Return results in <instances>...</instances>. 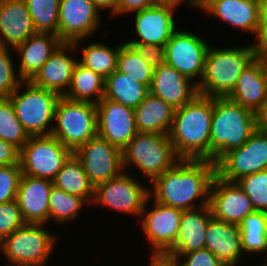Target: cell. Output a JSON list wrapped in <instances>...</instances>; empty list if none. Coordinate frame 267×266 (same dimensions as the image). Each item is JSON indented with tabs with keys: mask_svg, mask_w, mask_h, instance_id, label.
<instances>
[{
	"mask_svg": "<svg viewBox=\"0 0 267 266\" xmlns=\"http://www.w3.org/2000/svg\"><path fill=\"white\" fill-rule=\"evenodd\" d=\"M215 175L211 160L181 159L151 183L149 195L158 203L181 210L209 206Z\"/></svg>",
	"mask_w": 267,
	"mask_h": 266,
	"instance_id": "cell-1",
	"label": "cell"
},
{
	"mask_svg": "<svg viewBox=\"0 0 267 266\" xmlns=\"http://www.w3.org/2000/svg\"><path fill=\"white\" fill-rule=\"evenodd\" d=\"M214 97L198 94L191 102L175 109L169 133L180 159L210 160V132Z\"/></svg>",
	"mask_w": 267,
	"mask_h": 266,
	"instance_id": "cell-2",
	"label": "cell"
},
{
	"mask_svg": "<svg viewBox=\"0 0 267 266\" xmlns=\"http://www.w3.org/2000/svg\"><path fill=\"white\" fill-rule=\"evenodd\" d=\"M256 130L255 113L227 97H214L210 160L216 163L225 153L244 144Z\"/></svg>",
	"mask_w": 267,
	"mask_h": 266,
	"instance_id": "cell-3",
	"label": "cell"
},
{
	"mask_svg": "<svg viewBox=\"0 0 267 266\" xmlns=\"http://www.w3.org/2000/svg\"><path fill=\"white\" fill-rule=\"evenodd\" d=\"M256 58L254 44L243 47H208L204 73L197 85L198 94L227 97L235 88L242 71Z\"/></svg>",
	"mask_w": 267,
	"mask_h": 266,
	"instance_id": "cell-4",
	"label": "cell"
},
{
	"mask_svg": "<svg viewBox=\"0 0 267 266\" xmlns=\"http://www.w3.org/2000/svg\"><path fill=\"white\" fill-rule=\"evenodd\" d=\"M180 160L165 134L138 132L122 150L123 171L133 165L150 184Z\"/></svg>",
	"mask_w": 267,
	"mask_h": 266,
	"instance_id": "cell-5",
	"label": "cell"
},
{
	"mask_svg": "<svg viewBox=\"0 0 267 266\" xmlns=\"http://www.w3.org/2000/svg\"><path fill=\"white\" fill-rule=\"evenodd\" d=\"M23 89L25 91H21ZM59 98L57 93L35 86L31 81H22L9 97L17 119L29 136L52 134Z\"/></svg>",
	"mask_w": 267,
	"mask_h": 266,
	"instance_id": "cell-6",
	"label": "cell"
},
{
	"mask_svg": "<svg viewBox=\"0 0 267 266\" xmlns=\"http://www.w3.org/2000/svg\"><path fill=\"white\" fill-rule=\"evenodd\" d=\"M58 240L44 224H25L0 242V252L5 266H47Z\"/></svg>",
	"mask_w": 267,
	"mask_h": 266,
	"instance_id": "cell-7",
	"label": "cell"
},
{
	"mask_svg": "<svg viewBox=\"0 0 267 266\" xmlns=\"http://www.w3.org/2000/svg\"><path fill=\"white\" fill-rule=\"evenodd\" d=\"M51 135L74 153L81 145L98 136L96 104L60 96Z\"/></svg>",
	"mask_w": 267,
	"mask_h": 266,
	"instance_id": "cell-8",
	"label": "cell"
},
{
	"mask_svg": "<svg viewBox=\"0 0 267 266\" xmlns=\"http://www.w3.org/2000/svg\"><path fill=\"white\" fill-rule=\"evenodd\" d=\"M122 172L118 177L94 187L92 204L102 205L110 210L141 217L149 195V186L136 180L131 172Z\"/></svg>",
	"mask_w": 267,
	"mask_h": 266,
	"instance_id": "cell-9",
	"label": "cell"
},
{
	"mask_svg": "<svg viewBox=\"0 0 267 266\" xmlns=\"http://www.w3.org/2000/svg\"><path fill=\"white\" fill-rule=\"evenodd\" d=\"M72 154L52 135L30 136L20 150L22 173L52 181Z\"/></svg>",
	"mask_w": 267,
	"mask_h": 266,
	"instance_id": "cell-10",
	"label": "cell"
},
{
	"mask_svg": "<svg viewBox=\"0 0 267 266\" xmlns=\"http://www.w3.org/2000/svg\"><path fill=\"white\" fill-rule=\"evenodd\" d=\"M215 166L216 175L230 182L267 169V133L257 129L239 148L225 153Z\"/></svg>",
	"mask_w": 267,
	"mask_h": 266,
	"instance_id": "cell-11",
	"label": "cell"
},
{
	"mask_svg": "<svg viewBox=\"0 0 267 266\" xmlns=\"http://www.w3.org/2000/svg\"><path fill=\"white\" fill-rule=\"evenodd\" d=\"M207 40L192 31L176 29L165 44L166 63L198 85L204 73Z\"/></svg>",
	"mask_w": 267,
	"mask_h": 266,
	"instance_id": "cell-12",
	"label": "cell"
},
{
	"mask_svg": "<svg viewBox=\"0 0 267 266\" xmlns=\"http://www.w3.org/2000/svg\"><path fill=\"white\" fill-rule=\"evenodd\" d=\"M149 196L141 213V227L148 244H151V254H166L176 243L181 224V209L163 205ZM149 209V210H148Z\"/></svg>",
	"mask_w": 267,
	"mask_h": 266,
	"instance_id": "cell-13",
	"label": "cell"
},
{
	"mask_svg": "<svg viewBox=\"0 0 267 266\" xmlns=\"http://www.w3.org/2000/svg\"><path fill=\"white\" fill-rule=\"evenodd\" d=\"M73 154L82 162L94 187L123 172L122 151L99 136L81 145Z\"/></svg>",
	"mask_w": 267,
	"mask_h": 266,
	"instance_id": "cell-14",
	"label": "cell"
},
{
	"mask_svg": "<svg viewBox=\"0 0 267 266\" xmlns=\"http://www.w3.org/2000/svg\"><path fill=\"white\" fill-rule=\"evenodd\" d=\"M101 13L91 0H60L58 37L73 43L96 34L101 24Z\"/></svg>",
	"mask_w": 267,
	"mask_h": 266,
	"instance_id": "cell-15",
	"label": "cell"
},
{
	"mask_svg": "<svg viewBox=\"0 0 267 266\" xmlns=\"http://www.w3.org/2000/svg\"><path fill=\"white\" fill-rule=\"evenodd\" d=\"M198 9L241 32L257 37L260 29L261 0H201Z\"/></svg>",
	"mask_w": 267,
	"mask_h": 266,
	"instance_id": "cell-16",
	"label": "cell"
},
{
	"mask_svg": "<svg viewBox=\"0 0 267 266\" xmlns=\"http://www.w3.org/2000/svg\"><path fill=\"white\" fill-rule=\"evenodd\" d=\"M96 110L98 136L122 151L138 133L134 109L103 98L96 104Z\"/></svg>",
	"mask_w": 267,
	"mask_h": 266,
	"instance_id": "cell-17",
	"label": "cell"
},
{
	"mask_svg": "<svg viewBox=\"0 0 267 266\" xmlns=\"http://www.w3.org/2000/svg\"><path fill=\"white\" fill-rule=\"evenodd\" d=\"M209 207L215 219L239 225L253 213L251 201L236 182H230L215 175L209 197Z\"/></svg>",
	"mask_w": 267,
	"mask_h": 266,
	"instance_id": "cell-18",
	"label": "cell"
},
{
	"mask_svg": "<svg viewBox=\"0 0 267 266\" xmlns=\"http://www.w3.org/2000/svg\"><path fill=\"white\" fill-rule=\"evenodd\" d=\"M176 10L177 8L170 5L155 4L135 13L133 20L138 37L124 42L165 46L178 28L174 18Z\"/></svg>",
	"mask_w": 267,
	"mask_h": 266,
	"instance_id": "cell-19",
	"label": "cell"
},
{
	"mask_svg": "<svg viewBox=\"0 0 267 266\" xmlns=\"http://www.w3.org/2000/svg\"><path fill=\"white\" fill-rule=\"evenodd\" d=\"M75 52L73 43L62 42L31 82L35 86L64 96L69 89L73 69L77 63L78 58L73 55Z\"/></svg>",
	"mask_w": 267,
	"mask_h": 266,
	"instance_id": "cell-20",
	"label": "cell"
},
{
	"mask_svg": "<svg viewBox=\"0 0 267 266\" xmlns=\"http://www.w3.org/2000/svg\"><path fill=\"white\" fill-rule=\"evenodd\" d=\"M53 182L22 174L17 203L26 224L49 223V196Z\"/></svg>",
	"mask_w": 267,
	"mask_h": 266,
	"instance_id": "cell-21",
	"label": "cell"
},
{
	"mask_svg": "<svg viewBox=\"0 0 267 266\" xmlns=\"http://www.w3.org/2000/svg\"><path fill=\"white\" fill-rule=\"evenodd\" d=\"M149 92L174 109L181 108L198 95L197 84L167 63L154 68Z\"/></svg>",
	"mask_w": 267,
	"mask_h": 266,
	"instance_id": "cell-22",
	"label": "cell"
},
{
	"mask_svg": "<svg viewBox=\"0 0 267 266\" xmlns=\"http://www.w3.org/2000/svg\"><path fill=\"white\" fill-rule=\"evenodd\" d=\"M35 33L25 0H0V47L15 49Z\"/></svg>",
	"mask_w": 267,
	"mask_h": 266,
	"instance_id": "cell-23",
	"label": "cell"
},
{
	"mask_svg": "<svg viewBox=\"0 0 267 266\" xmlns=\"http://www.w3.org/2000/svg\"><path fill=\"white\" fill-rule=\"evenodd\" d=\"M212 217L209 206L183 210L176 243L166 255L177 259L181 255L204 249L206 229Z\"/></svg>",
	"mask_w": 267,
	"mask_h": 266,
	"instance_id": "cell-24",
	"label": "cell"
},
{
	"mask_svg": "<svg viewBox=\"0 0 267 266\" xmlns=\"http://www.w3.org/2000/svg\"><path fill=\"white\" fill-rule=\"evenodd\" d=\"M62 41L58 35L35 33L14 51L19 57L17 73L22 81H31Z\"/></svg>",
	"mask_w": 267,
	"mask_h": 266,
	"instance_id": "cell-25",
	"label": "cell"
},
{
	"mask_svg": "<svg viewBox=\"0 0 267 266\" xmlns=\"http://www.w3.org/2000/svg\"><path fill=\"white\" fill-rule=\"evenodd\" d=\"M205 248L224 266H237L244 257L239 226L212 217L206 229Z\"/></svg>",
	"mask_w": 267,
	"mask_h": 266,
	"instance_id": "cell-26",
	"label": "cell"
},
{
	"mask_svg": "<svg viewBox=\"0 0 267 266\" xmlns=\"http://www.w3.org/2000/svg\"><path fill=\"white\" fill-rule=\"evenodd\" d=\"M227 98L255 114L261 109L267 99V77L257 57L242 71Z\"/></svg>",
	"mask_w": 267,
	"mask_h": 266,
	"instance_id": "cell-27",
	"label": "cell"
},
{
	"mask_svg": "<svg viewBox=\"0 0 267 266\" xmlns=\"http://www.w3.org/2000/svg\"><path fill=\"white\" fill-rule=\"evenodd\" d=\"M175 109L150 92L134 109L137 132L169 135Z\"/></svg>",
	"mask_w": 267,
	"mask_h": 266,
	"instance_id": "cell-28",
	"label": "cell"
},
{
	"mask_svg": "<svg viewBox=\"0 0 267 266\" xmlns=\"http://www.w3.org/2000/svg\"><path fill=\"white\" fill-rule=\"evenodd\" d=\"M85 40L86 39H81L73 42L76 51L81 49L80 53L82 56L81 58L79 57L77 62L106 79L117 68L120 43L115 47H110L104 42H92L88 44V46H82V42H85Z\"/></svg>",
	"mask_w": 267,
	"mask_h": 266,
	"instance_id": "cell-29",
	"label": "cell"
},
{
	"mask_svg": "<svg viewBox=\"0 0 267 266\" xmlns=\"http://www.w3.org/2000/svg\"><path fill=\"white\" fill-rule=\"evenodd\" d=\"M52 182L66 193L83 198L88 204L93 200L94 186L90 183L82 162L74 154L63 164Z\"/></svg>",
	"mask_w": 267,
	"mask_h": 266,
	"instance_id": "cell-30",
	"label": "cell"
},
{
	"mask_svg": "<svg viewBox=\"0 0 267 266\" xmlns=\"http://www.w3.org/2000/svg\"><path fill=\"white\" fill-rule=\"evenodd\" d=\"M149 88L115 70L105 79L104 98L135 109L148 95Z\"/></svg>",
	"mask_w": 267,
	"mask_h": 266,
	"instance_id": "cell-31",
	"label": "cell"
},
{
	"mask_svg": "<svg viewBox=\"0 0 267 266\" xmlns=\"http://www.w3.org/2000/svg\"><path fill=\"white\" fill-rule=\"evenodd\" d=\"M105 79L98 73L76 63L69 89L64 97L74 101L99 103L104 98Z\"/></svg>",
	"mask_w": 267,
	"mask_h": 266,
	"instance_id": "cell-32",
	"label": "cell"
},
{
	"mask_svg": "<svg viewBox=\"0 0 267 266\" xmlns=\"http://www.w3.org/2000/svg\"><path fill=\"white\" fill-rule=\"evenodd\" d=\"M241 235V247L245 255L256 256L265 253L267 259V212L254 211L238 225ZM247 253V254H246Z\"/></svg>",
	"mask_w": 267,
	"mask_h": 266,
	"instance_id": "cell-33",
	"label": "cell"
},
{
	"mask_svg": "<svg viewBox=\"0 0 267 266\" xmlns=\"http://www.w3.org/2000/svg\"><path fill=\"white\" fill-rule=\"evenodd\" d=\"M85 204L88 203L83 198L68 194L53 185L49 196V221L58 224L73 222Z\"/></svg>",
	"mask_w": 267,
	"mask_h": 266,
	"instance_id": "cell-34",
	"label": "cell"
},
{
	"mask_svg": "<svg viewBox=\"0 0 267 266\" xmlns=\"http://www.w3.org/2000/svg\"><path fill=\"white\" fill-rule=\"evenodd\" d=\"M116 70L150 88L154 67L148 64L131 45L124 41L120 42Z\"/></svg>",
	"mask_w": 267,
	"mask_h": 266,
	"instance_id": "cell-35",
	"label": "cell"
},
{
	"mask_svg": "<svg viewBox=\"0 0 267 266\" xmlns=\"http://www.w3.org/2000/svg\"><path fill=\"white\" fill-rule=\"evenodd\" d=\"M37 33L58 35L60 0H25Z\"/></svg>",
	"mask_w": 267,
	"mask_h": 266,
	"instance_id": "cell-36",
	"label": "cell"
},
{
	"mask_svg": "<svg viewBox=\"0 0 267 266\" xmlns=\"http://www.w3.org/2000/svg\"><path fill=\"white\" fill-rule=\"evenodd\" d=\"M29 138V134L16 117L11 100L0 98V139L21 150Z\"/></svg>",
	"mask_w": 267,
	"mask_h": 266,
	"instance_id": "cell-37",
	"label": "cell"
},
{
	"mask_svg": "<svg viewBox=\"0 0 267 266\" xmlns=\"http://www.w3.org/2000/svg\"><path fill=\"white\" fill-rule=\"evenodd\" d=\"M251 201L255 211L267 212V169L235 181Z\"/></svg>",
	"mask_w": 267,
	"mask_h": 266,
	"instance_id": "cell-38",
	"label": "cell"
},
{
	"mask_svg": "<svg viewBox=\"0 0 267 266\" xmlns=\"http://www.w3.org/2000/svg\"><path fill=\"white\" fill-rule=\"evenodd\" d=\"M11 52L14 55V49L0 47V98H9L22 82Z\"/></svg>",
	"mask_w": 267,
	"mask_h": 266,
	"instance_id": "cell-39",
	"label": "cell"
},
{
	"mask_svg": "<svg viewBox=\"0 0 267 266\" xmlns=\"http://www.w3.org/2000/svg\"><path fill=\"white\" fill-rule=\"evenodd\" d=\"M22 174L20 164L0 166V204L16 200Z\"/></svg>",
	"mask_w": 267,
	"mask_h": 266,
	"instance_id": "cell-40",
	"label": "cell"
},
{
	"mask_svg": "<svg viewBox=\"0 0 267 266\" xmlns=\"http://www.w3.org/2000/svg\"><path fill=\"white\" fill-rule=\"evenodd\" d=\"M25 224L17 200L0 204V242Z\"/></svg>",
	"mask_w": 267,
	"mask_h": 266,
	"instance_id": "cell-41",
	"label": "cell"
},
{
	"mask_svg": "<svg viewBox=\"0 0 267 266\" xmlns=\"http://www.w3.org/2000/svg\"><path fill=\"white\" fill-rule=\"evenodd\" d=\"M176 260L179 266H224L219 259L206 248L181 255Z\"/></svg>",
	"mask_w": 267,
	"mask_h": 266,
	"instance_id": "cell-42",
	"label": "cell"
},
{
	"mask_svg": "<svg viewBox=\"0 0 267 266\" xmlns=\"http://www.w3.org/2000/svg\"><path fill=\"white\" fill-rule=\"evenodd\" d=\"M127 44L131 45L154 68L166 63L165 46L144 43Z\"/></svg>",
	"mask_w": 267,
	"mask_h": 266,
	"instance_id": "cell-43",
	"label": "cell"
},
{
	"mask_svg": "<svg viewBox=\"0 0 267 266\" xmlns=\"http://www.w3.org/2000/svg\"><path fill=\"white\" fill-rule=\"evenodd\" d=\"M20 164V150L9 142L0 139V166Z\"/></svg>",
	"mask_w": 267,
	"mask_h": 266,
	"instance_id": "cell-44",
	"label": "cell"
},
{
	"mask_svg": "<svg viewBox=\"0 0 267 266\" xmlns=\"http://www.w3.org/2000/svg\"><path fill=\"white\" fill-rule=\"evenodd\" d=\"M153 5H155L154 0H118L117 16L137 13Z\"/></svg>",
	"mask_w": 267,
	"mask_h": 266,
	"instance_id": "cell-45",
	"label": "cell"
},
{
	"mask_svg": "<svg viewBox=\"0 0 267 266\" xmlns=\"http://www.w3.org/2000/svg\"><path fill=\"white\" fill-rule=\"evenodd\" d=\"M149 266H179L176 259L166 254H151Z\"/></svg>",
	"mask_w": 267,
	"mask_h": 266,
	"instance_id": "cell-46",
	"label": "cell"
},
{
	"mask_svg": "<svg viewBox=\"0 0 267 266\" xmlns=\"http://www.w3.org/2000/svg\"><path fill=\"white\" fill-rule=\"evenodd\" d=\"M94 3V6L100 11L108 10L112 18L115 19L117 16V2L118 0H91Z\"/></svg>",
	"mask_w": 267,
	"mask_h": 266,
	"instance_id": "cell-47",
	"label": "cell"
},
{
	"mask_svg": "<svg viewBox=\"0 0 267 266\" xmlns=\"http://www.w3.org/2000/svg\"><path fill=\"white\" fill-rule=\"evenodd\" d=\"M255 40H257L254 42L256 48L267 47V17H261L260 29Z\"/></svg>",
	"mask_w": 267,
	"mask_h": 266,
	"instance_id": "cell-48",
	"label": "cell"
},
{
	"mask_svg": "<svg viewBox=\"0 0 267 266\" xmlns=\"http://www.w3.org/2000/svg\"><path fill=\"white\" fill-rule=\"evenodd\" d=\"M257 129L267 133V99L263 103L261 109L256 113Z\"/></svg>",
	"mask_w": 267,
	"mask_h": 266,
	"instance_id": "cell-49",
	"label": "cell"
},
{
	"mask_svg": "<svg viewBox=\"0 0 267 266\" xmlns=\"http://www.w3.org/2000/svg\"><path fill=\"white\" fill-rule=\"evenodd\" d=\"M185 1H188L187 2L188 6L198 9V1L197 0H154L155 4L170 5V6H173L175 8L179 7V5L181 6V4Z\"/></svg>",
	"mask_w": 267,
	"mask_h": 266,
	"instance_id": "cell-50",
	"label": "cell"
},
{
	"mask_svg": "<svg viewBox=\"0 0 267 266\" xmlns=\"http://www.w3.org/2000/svg\"><path fill=\"white\" fill-rule=\"evenodd\" d=\"M256 57L261 61L263 70L267 77V47L256 48Z\"/></svg>",
	"mask_w": 267,
	"mask_h": 266,
	"instance_id": "cell-51",
	"label": "cell"
},
{
	"mask_svg": "<svg viewBox=\"0 0 267 266\" xmlns=\"http://www.w3.org/2000/svg\"><path fill=\"white\" fill-rule=\"evenodd\" d=\"M261 17H267V0H261Z\"/></svg>",
	"mask_w": 267,
	"mask_h": 266,
	"instance_id": "cell-52",
	"label": "cell"
},
{
	"mask_svg": "<svg viewBox=\"0 0 267 266\" xmlns=\"http://www.w3.org/2000/svg\"><path fill=\"white\" fill-rule=\"evenodd\" d=\"M267 259L266 260H264V262H263V264L261 263V265L260 266H267ZM265 263V264H264Z\"/></svg>",
	"mask_w": 267,
	"mask_h": 266,
	"instance_id": "cell-53",
	"label": "cell"
}]
</instances>
